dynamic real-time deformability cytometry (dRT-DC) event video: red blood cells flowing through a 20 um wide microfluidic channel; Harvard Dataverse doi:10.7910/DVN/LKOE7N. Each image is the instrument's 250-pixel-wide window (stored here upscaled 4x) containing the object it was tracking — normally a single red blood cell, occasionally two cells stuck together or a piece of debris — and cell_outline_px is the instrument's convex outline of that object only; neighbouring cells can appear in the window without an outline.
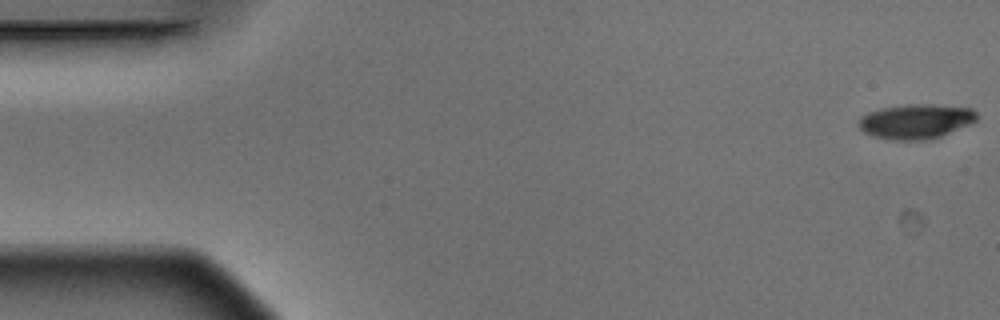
{"species": "Egyptian fruit bat (a non-hibernating species)", "species_latin": "Rousettus aegyptiacus", "temperature_condition": "warm", "stored_images_in_passage": 6, "segment_of_instrument_passage": [1, 2], "camera_frame_rate_fps": 3000, "um_per_image_px": 0.085, "animal": {"sex": "male"}, "frame": {"image": 1, "passage_image": 1, "time_ms": 0.0, "image_size_px": [1000, 320], "cell_outline_px": [[980, 116], [972, 124], [940, 136], [928, 140], [892, 140], [872, 136], [864, 132], [856, 124], [860, 116], [868, 112], [880, 108], [904, 104], [932, 104], [972, 108]], "centroid_in_image_um": [77.84, 10.31], "position_along_channel_um": 7.2, "area_um2": 24.33}}